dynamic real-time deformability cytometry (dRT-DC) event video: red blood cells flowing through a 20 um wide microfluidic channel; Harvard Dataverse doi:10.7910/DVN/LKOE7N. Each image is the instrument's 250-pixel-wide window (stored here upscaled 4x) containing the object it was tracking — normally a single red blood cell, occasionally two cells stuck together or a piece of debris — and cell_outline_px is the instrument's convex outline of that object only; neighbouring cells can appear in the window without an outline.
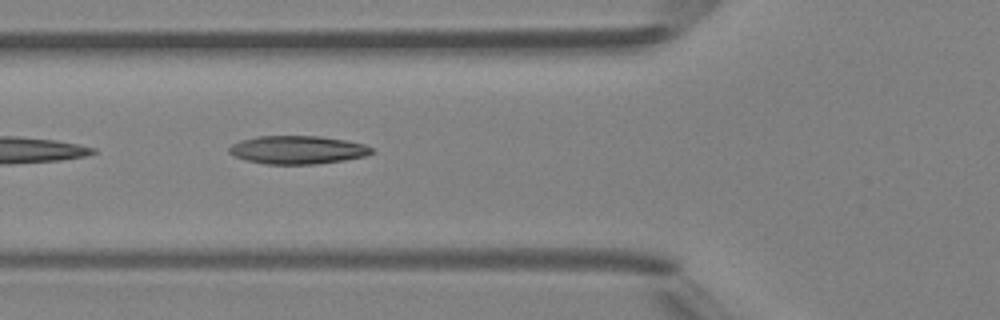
{"species": "Egyptian fruit bat (a non-hibernating species)", "species_latin": "Rousettus aegyptiacus", "temperature_condition": "room temperature", "stored_images_in_passage": 8, "camera_frame_rate_fps": 3000, "um_per_image_px": 0.085, "animal": {"sex": "female"}, "frame": {"image": 1, "passage_image": 6, "time_ms": 5.667, "image_size_px": [1000, 320], "cell_outline_px": [[376, 152], [364, 156], [344, 160], [316, 164], [268, 164], [244, 160], [228, 152], [228, 148], [232, 144], [240, 140], [256, 136], [320, 136], [344, 140], [364, 144], [372, 148]], "centroid_in_image_um": [25.28, 12.73], "position_along_channel_um": 100.5, "area_um2": 23.47}}
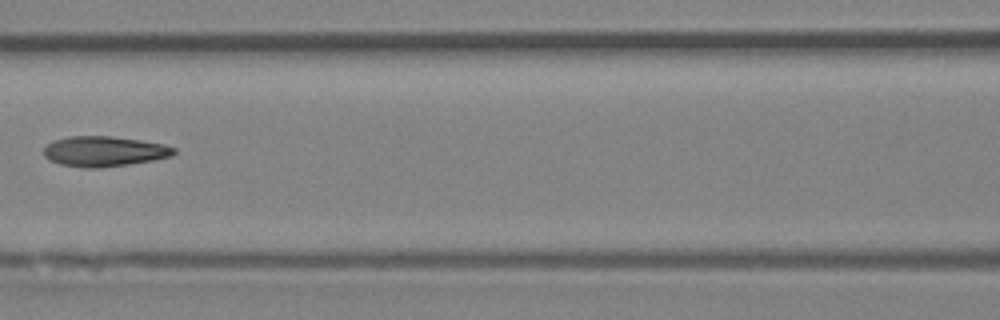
{"frame": {"image": 2, "passage_image": 7, "time_ms": 7.0, "image_size_px": [1000, 320], "cell_outline_px": [[176, 152], [172, 156], [152, 160], [128, 164], [100, 168], [84, 168], [60, 164], [44, 156], [44, 148], [52, 140], [68, 136], [108, 136], [140, 140], [164, 144], [176, 148]], "centroid_in_image_um": [8.85, 12.86], "position_along_channel_um": 157.7, "area_um2": 22.89}}
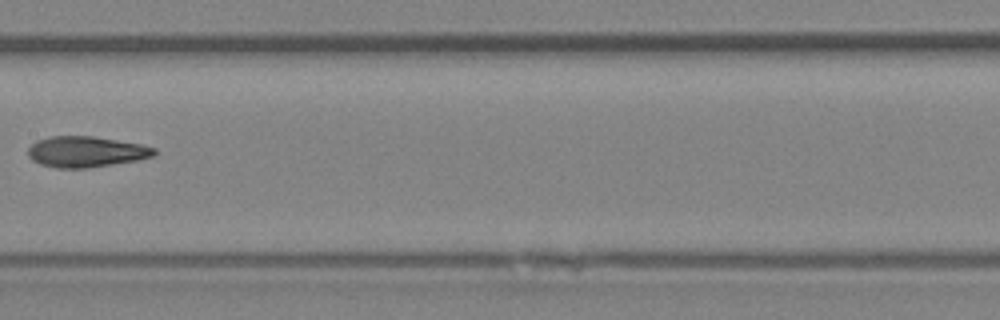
{"frame": {"image": 3, "passage_image": 8, "time_ms": 8.0, "image_size_px": [1000, 320], "cell_outline_px": [[156, 152], [152, 156], [136, 160], [88, 168], [56, 168], [40, 164], [32, 160], [28, 156], [28, 148], [36, 140], [48, 136], [92, 136], [140, 144], [156, 148]], "centroid_in_image_um": [7.26, 12.89], "position_along_channel_um": 200.1, "area_um2": 22.6}}